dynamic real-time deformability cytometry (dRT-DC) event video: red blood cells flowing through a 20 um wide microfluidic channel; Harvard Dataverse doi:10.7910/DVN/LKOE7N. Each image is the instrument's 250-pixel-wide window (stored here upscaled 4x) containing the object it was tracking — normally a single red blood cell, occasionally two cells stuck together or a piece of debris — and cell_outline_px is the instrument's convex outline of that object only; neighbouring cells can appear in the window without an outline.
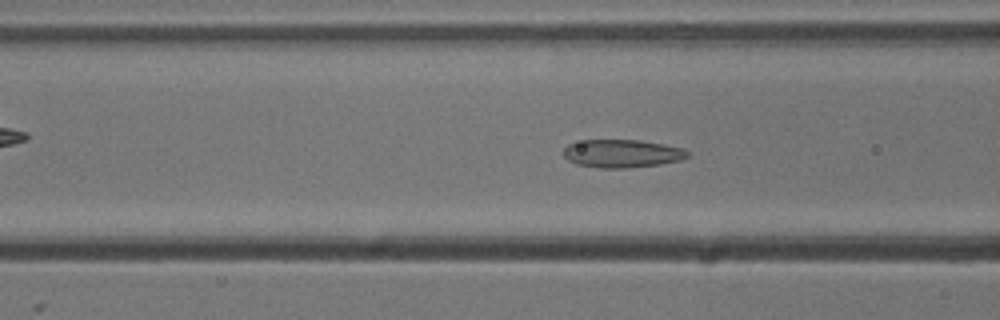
{"species": "common noctule bat (a hibernating species)", "species_latin": "Nyctalus noctula", "temperature_condition": "cold", "stored_images_in_passage": 48, "camera_frame_rate_fps": 3000, "um_per_image_px": 0.085, "animal": {"sex": "male", "body_mass_g": 13.3}, "frame": {"image": 1, "passage_image": 14, "time_ms": 4.333, "image_size_px": [1000, 320], "cell_outline_px": [[692, 152], [688, 156], [680, 160], [660, 164], [624, 168], [600, 168], [576, 164], [568, 160], [564, 156], [564, 148], [568, 144], [584, 140], [640, 140], [684, 148]], "centroid_in_image_um": [52.89, 13.05], "position_along_channel_um": 113.7, "area_um2": 20.29}}
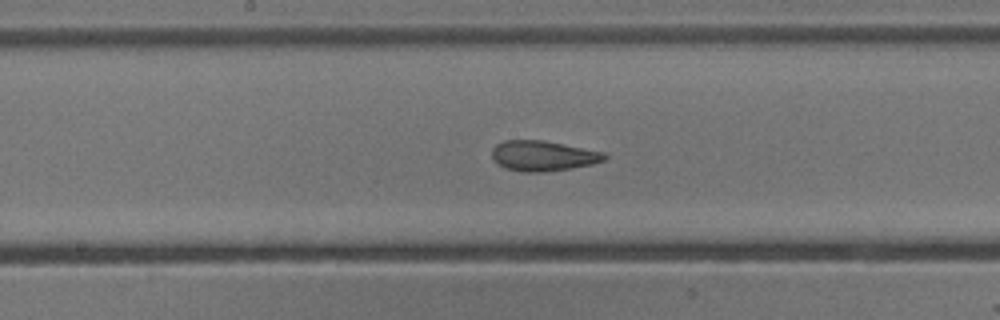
{"frame": {"image": 2, "passage_image": 21, "time_ms": 6.667, "image_size_px": [1000, 320], "cell_outline_px": [[608, 156], [604, 160], [592, 164], [572, 168], [540, 172], [524, 172], [504, 168], [492, 160], [492, 148], [496, 144], [504, 140], [544, 140], [604, 152]], "centroid_in_image_um": [46.13, 13.24], "position_along_channel_um": 202.1, "area_um2": 19.94}}
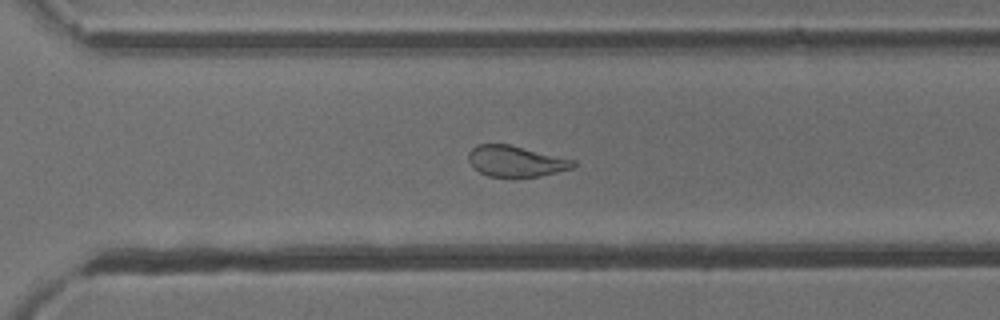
{"frame": {"image": 3, "passage_image": 31, "time_ms": 10.0, "image_size_px": [1000, 320], "cell_outline_px": [[576, 164], [572, 168], [540, 176], [516, 180], [488, 176], [480, 172], [468, 160], [468, 152], [476, 144], [508, 144], [576, 160]], "centroid_in_image_um": [43.84, 13.74], "position_along_channel_um": 326.8, "area_um2": 19.36}, "authors_computed_cell_mechanics": {"area_um2": 21.3571, "velocity_mm_per_s": 3.7677, "shape_relaxation_time_tau1_ms": null, "shape_relaxation_time_tau2_ms": 2.1082, "deformation_change_tau1": null, "deformation_change_tau2": 0.0846}}